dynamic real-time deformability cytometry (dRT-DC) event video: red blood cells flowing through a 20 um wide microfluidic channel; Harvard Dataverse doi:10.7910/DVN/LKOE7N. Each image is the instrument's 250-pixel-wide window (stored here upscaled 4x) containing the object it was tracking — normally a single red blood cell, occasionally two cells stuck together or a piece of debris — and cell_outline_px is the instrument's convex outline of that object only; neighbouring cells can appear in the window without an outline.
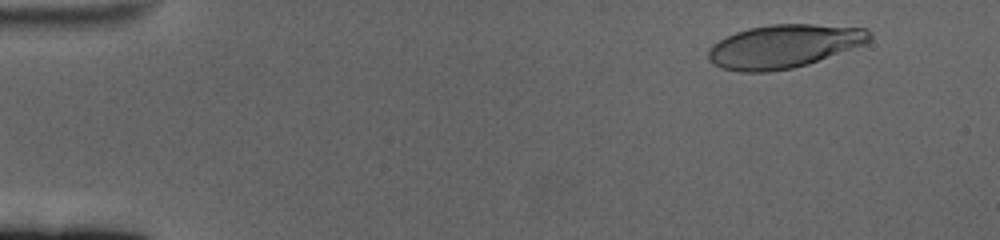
{"species": "human", "species_latin": "Homo sapiens", "temperature_condition": "cold", "stored_images_in_passage": 60, "camera_frame_rate_fps": 3000, "um_per_image_px": 0.085, "donor": {"sex": "female"}, "frame": {"image": 1, "passage_image": 6, "time_ms": 1.667, "image_size_px": [1000, 240], "cell_outline_px": [[872, 40], [864, 44], [808, 64], [792, 68], [768, 72], [740, 72], [720, 68], [708, 60], [708, 48], [720, 40], [736, 32], [748, 28], [772, 24], [812, 24], [868, 28], [872, 32]], "centroid_in_image_um": [66.64, 3.93], "position_along_channel_um": 18.4, "area_um2": 40.86}}
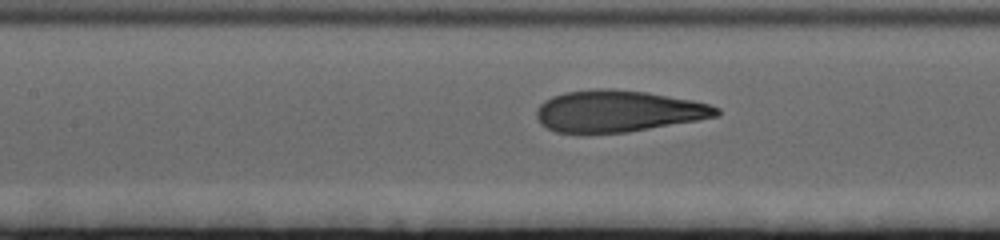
{"frame": {"image": 2, "passage_image": 28, "time_ms": 9.0, "image_size_px": [1000, 240], "cell_outline_px": [[720, 116], [628, 132], [584, 136], [556, 132], [540, 124], [536, 116], [536, 112], [540, 104], [544, 100], [552, 96], [564, 92], [596, 88], [608, 88], [644, 92], [692, 100], [708, 104], [720, 108]], "centroid_in_image_um": [52.46, 9.48], "position_along_channel_um": 154.9, "area_um2": 44.39}}
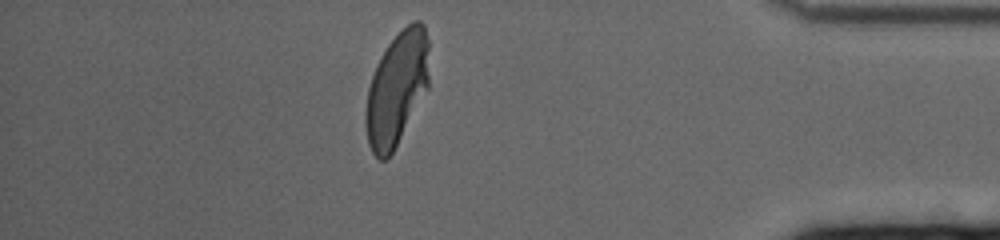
{"frame": {"image": 3, "passage_image": 53, "time_ms": 17.333, "image_size_px": [1000, 240], "cell_outline_px": [[428, 88], [388, 160], [380, 160], [372, 152], [368, 144], [364, 124], [364, 112], [368, 88], [376, 64], [380, 56], [388, 44], [412, 20], [420, 20], [424, 24], [428, 40]], "centroid_in_image_um": [33.7, 7.55], "position_along_channel_um": 401.5, "area_um2": 42.08}, "authors_computed_cell_mechanics": {"area_um2": 43.1477, "velocity_mm_per_s": 3.3757, "shape_relaxation_time_tau1_ms": 5.329, "shape_relaxation_time_tau2_ms": null, "deformation_change_tau1": 0.2284, "deformation_change_tau2": null}}